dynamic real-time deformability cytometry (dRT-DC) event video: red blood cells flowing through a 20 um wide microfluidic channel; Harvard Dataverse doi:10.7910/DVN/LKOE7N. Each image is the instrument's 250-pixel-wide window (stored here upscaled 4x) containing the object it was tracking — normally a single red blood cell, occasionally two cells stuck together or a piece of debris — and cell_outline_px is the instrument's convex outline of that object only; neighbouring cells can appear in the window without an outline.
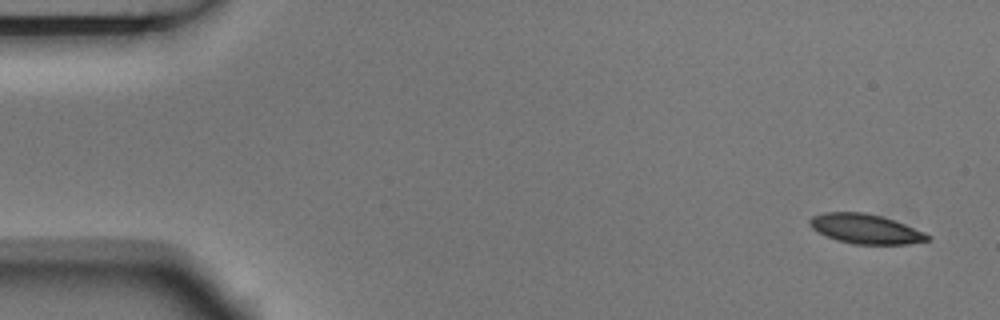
{"species": "Egyptian fruit bat (a non-hibernating species)", "species_latin": "Rousettus aegyptiacus", "temperature_condition": "room temperature", "stored_images_in_passage": 4, "camera_frame_rate_fps": 3000, "um_per_image_px": 0.085, "animal": {"sex": "male"}, "frame": {"image": 1, "passage_image": 1, "time_ms": 0.0, "image_size_px": [1000, 320], "cell_outline_px": [[932, 240], [908, 244], [852, 244], [836, 240], [812, 228], [808, 224], [808, 220], [812, 216], [824, 212], [864, 212], [896, 220], [924, 232], [932, 236]], "centroid_in_image_um": [73.6, 19.45], "position_along_channel_um": 11.4, "area_um2": 20.46}}
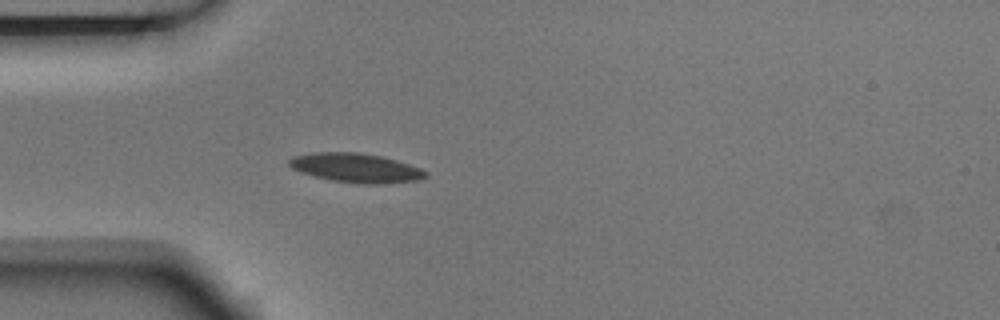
{"frame": {"image": 2, "passage_image": 4, "time_ms": 1.0, "image_size_px": [1000, 320], "cell_outline_px": [[428, 176], [420, 180], [384, 184], [360, 184], [332, 180], [300, 172], [292, 168], [288, 164], [288, 160], [296, 156], [312, 152], [360, 152], [380, 156], [396, 160], [420, 168], [428, 172]], "centroid_in_image_um": [30.29, 14.27], "position_along_channel_um": 54.7, "area_um2": 23.24}}